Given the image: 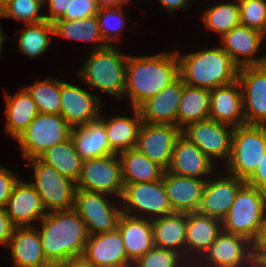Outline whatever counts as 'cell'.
Returning a JSON list of instances; mask_svg holds the SVG:
<instances>
[{
  "label": "cell",
  "instance_id": "cell-1",
  "mask_svg": "<svg viewBox=\"0 0 266 267\" xmlns=\"http://www.w3.org/2000/svg\"><path fill=\"white\" fill-rule=\"evenodd\" d=\"M179 77L176 51L151 56H130L126 62L124 97L138 108Z\"/></svg>",
  "mask_w": 266,
  "mask_h": 267
},
{
  "label": "cell",
  "instance_id": "cell-2",
  "mask_svg": "<svg viewBox=\"0 0 266 267\" xmlns=\"http://www.w3.org/2000/svg\"><path fill=\"white\" fill-rule=\"evenodd\" d=\"M40 225L38 232L44 257L53 267L84 254L89 233L74 209L47 212Z\"/></svg>",
  "mask_w": 266,
  "mask_h": 267
},
{
  "label": "cell",
  "instance_id": "cell-3",
  "mask_svg": "<svg viewBox=\"0 0 266 267\" xmlns=\"http://www.w3.org/2000/svg\"><path fill=\"white\" fill-rule=\"evenodd\" d=\"M179 76L186 85L212 90L237 81L238 67L222 48L203 49L180 56Z\"/></svg>",
  "mask_w": 266,
  "mask_h": 267
},
{
  "label": "cell",
  "instance_id": "cell-4",
  "mask_svg": "<svg viewBox=\"0 0 266 267\" xmlns=\"http://www.w3.org/2000/svg\"><path fill=\"white\" fill-rule=\"evenodd\" d=\"M265 222L266 193L245 183L222 219V231L246 237L256 244Z\"/></svg>",
  "mask_w": 266,
  "mask_h": 267
},
{
  "label": "cell",
  "instance_id": "cell-5",
  "mask_svg": "<svg viewBox=\"0 0 266 267\" xmlns=\"http://www.w3.org/2000/svg\"><path fill=\"white\" fill-rule=\"evenodd\" d=\"M119 50L115 45L93 49L77 76L88 86L123 98L128 55Z\"/></svg>",
  "mask_w": 266,
  "mask_h": 267
},
{
  "label": "cell",
  "instance_id": "cell-6",
  "mask_svg": "<svg viewBox=\"0 0 266 267\" xmlns=\"http://www.w3.org/2000/svg\"><path fill=\"white\" fill-rule=\"evenodd\" d=\"M266 153V125L234 127L231 153L225 164L227 173L246 180Z\"/></svg>",
  "mask_w": 266,
  "mask_h": 267
},
{
  "label": "cell",
  "instance_id": "cell-7",
  "mask_svg": "<svg viewBox=\"0 0 266 267\" xmlns=\"http://www.w3.org/2000/svg\"><path fill=\"white\" fill-rule=\"evenodd\" d=\"M71 129L61 115L38 113L16 139L22 149L21 156L26 160L38 157L46 149L66 141Z\"/></svg>",
  "mask_w": 266,
  "mask_h": 267
},
{
  "label": "cell",
  "instance_id": "cell-8",
  "mask_svg": "<svg viewBox=\"0 0 266 267\" xmlns=\"http://www.w3.org/2000/svg\"><path fill=\"white\" fill-rule=\"evenodd\" d=\"M31 162L34 181H30L41 198L47 212L74 208L76 183L60 174L53 166L45 164L38 157L26 160Z\"/></svg>",
  "mask_w": 266,
  "mask_h": 267
},
{
  "label": "cell",
  "instance_id": "cell-9",
  "mask_svg": "<svg viewBox=\"0 0 266 267\" xmlns=\"http://www.w3.org/2000/svg\"><path fill=\"white\" fill-rule=\"evenodd\" d=\"M121 201L125 205L122 207V213L130 216L152 220L173 214L163 178L155 182L126 184Z\"/></svg>",
  "mask_w": 266,
  "mask_h": 267
},
{
  "label": "cell",
  "instance_id": "cell-10",
  "mask_svg": "<svg viewBox=\"0 0 266 267\" xmlns=\"http://www.w3.org/2000/svg\"><path fill=\"white\" fill-rule=\"evenodd\" d=\"M76 188L116 195L121 199L124 183L118 153L84 160Z\"/></svg>",
  "mask_w": 266,
  "mask_h": 267
},
{
  "label": "cell",
  "instance_id": "cell-11",
  "mask_svg": "<svg viewBox=\"0 0 266 267\" xmlns=\"http://www.w3.org/2000/svg\"><path fill=\"white\" fill-rule=\"evenodd\" d=\"M108 196L102 192L76 189L73 209L84 221L89 235L111 232L118 227L122 207L111 205Z\"/></svg>",
  "mask_w": 266,
  "mask_h": 267
},
{
  "label": "cell",
  "instance_id": "cell-12",
  "mask_svg": "<svg viewBox=\"0 0 266 267\" xmlns=\"http://www.w3.org/2000/svg\"><path fill=\"white\" fill-rule=\"evenodd\" d=\"M255 244L246 237L222 231L192 267H246L255 259Z\"/></svg>",
  "mask_w": 266,
  "mask_h": 267
},
{
  "label": "cell",
  "instance_id": "cell-13",
  "mask_svg": "<svg viewBox=\"0 0 266 267\" xmlns=\"http://www.w3.org/2000/svg\"><path fill=\"white\" fill-rule=\"evenodd\" d=\"M234 127L206 119L191 123L182 129V134L193 142L212 162L224 159L227 163L231 153V138Z\"/></svg>",
  "mask_w": 266,
  "mask_h": 267
},
{
  "label": "cell",
  "instance_id": "cell-14",
  "mask_svg": "<svg viewBox=\"0 0 266 267\" xmlns=\"http://www.w3.org/2000/svg\"><path fill=\"white\" fill-rule=\"evenodd\" d=\"M237 81L243 98L245 124L266 125V68L264 65L238 69Z\"/></svg>",
  "mask_w": 266,
  "mask_h": 267
},
{
  "label": "cell",
  "instance_id": "cell-15",
  "mask_svg": "<svg viewBox=\"0 0 266 267\" xmlns=\"http://www.w3.org/2000/svg\"><path fill=\"white\" fill-rule=\"evenodd\" d=\"M182 130L173 124L143 122L135 148L165 170L170 166L175 142Z\"/></svg>",
  "mask_w": 266,
  "mask_h": 267
},
{
  "label": "cell",
  "instance_id": "cell-16",
  "mask_svg": "<svg viewBox=\"0 0 266 267\" xmlns=\"http://www.w3.org/2000/svg\"><path fill=\"white\" fill-rule=\"evenodd\" d=\"M60 115L73 128L100 118L101 100L77 85L62 82L60 85Z\"/></svg>",
  "mask_w": 266,
  "mask_h": 267
},
{
  "label": "cell",
  "instance_id": "cell-17",
  "mask_svg": "<svg viewBox=\"0 0 266 267\" xmlns=\"http://www.w3.org/2000/svg\"><path fill=\"white\" fill-rule=\"evenodd\" d=\"M226 174L220 179H207L198 213L220 220L226 216L239 189L246 183L243 179Z\"/></svg>",
  "mask_w": 266,
  "mask_h": 267
},
{
  "label": "cell",
  "instance_id": "cell-18",
  "mask_svg": "<svg viewBox=\"0 0 266 267\" xmlns=\"http://www.w3.org/2000/svg\"><path fill=\"white\" fill-rule=\"evenodd\" d=\"M83 256L94 267H132L118 229L89 235Z\"/></svg>",
  "mask_w": 266,
  "mask_h": 267
},
{
  "label": "cell",
  "instance_id": "cell-19",
  "mask_svg": "<svg viewBox=\"0 0 266 267\" xmlns=\"http://www.w3.org/2000/svg\"><path fill=\"white\" fill-rule=\"evenodd\" d=\"M264 37L261 32L240 24L221 37V44L238 68L259 66L263 65L264 56L256 58L254 55Z\"/></svg>",
  "mask_w": 266,
  "mask_h": 267
},
{
  "label": "cell",
  "instance_id": "cell-20",
  "mask_svg": "<svg viewBox=\"0 0 266 267\" xmlns=\"http://www.w3.org/2000/svg\"><path fill=\"white\" fill-rule=\"evenodd\" d=\"M5 211L15 227L33 226L46 215L41 198L30 182L18 180L14 185Z\"/></svg>",
  "mask_w": 266,
  "mask_h": 267
},
{
  "label": "cell",
  "instance_id": "cell-21",
  "mask_svg": "<svg viewBox=\"0 0 266 267\" xmlns=\"http://www.w3.org/2000/svg\"><path fill=\"white\" fill-rule=\"evenodd\" d=\"M184 88L179 76L157 95L143 102L137 109L142 121L149 124H173L177 126V113Z\"/></svg>",
  "mask_w": 266,
  "mask_h": 267
},
{
  "label": "cell",
  "instance_id": "cell-22",
  "mask_svg": "<svg viewBox=\"0 0 266 267\" xmlns=\"http://www.w3.org/2000/svg\"><path fill=\"white\" fill-rule=\"evenodd\" d=\"M206 179L179 176L165 170L163 184L173 213L197 212Z\"/></svg>",
  "mask_w": 266,
  "mask_h": 267
},
{
  "label": "cell",
  "instance_id": "cell-23",
  "mask_svg": "<svg viewBox=\"0 0 266 267\" xmlns=\"http://www.w3.org/2000/svg\"><path fill=\"white\" fill-rule=\"evenodd\" d=\"M221 232L222 220L198 212L187 213L186 260L191 262V266L205 254Z\"/></svg>",
  "mask_w": 266,
  "mask_h": 267
},
{
  "label": "cell",
  "instance_id": "cell-24",
  "mask_svg": "<svg viewBox=\"0 0 266 267\" xmlns=\"http://www.w3.org/2000/svg\"><path fill=\"white\" fill-rule=\"evenodd\" d=\"M213 163L193 142L181 133L175 142L172 160L167 171L179 176L207 180V176L214 173L215 164Z\"/></svg>",
  "mask_w": 266,
  "mask_h": 267
},
{
  "label": "cell",
  "instance_id": "cell-25",
  "mask_svg": "<svg viewBox=\"0 0 266 267\" xmlns=\"http://www.w3.org/2000/svg\"><path fill=\"white\" fill-rule=\"evenodd\" d=\"M209 118L232 127L245 125L242 90L238 81L210 91Z\"/></svg>",
  "mask_w": 266,
  "mask_h": 267
},
{
  "label": "cell",
  "instance_id": "cell-26",
  "mask_svg": "<svg viewBox=\"0 0 266 267\" xmlns=\"http://www.w3.org/2000/svg\"><path fill=\"white\" fill-rule=\"evenodd\" d=\"M7 246L15 267H53L44 257L36 225L15 227Z\"/></svg>",
  "mask_w": 266,
  "mask_h": 267
},
{
  "label": "cell",
  "instance_id": "cell-27",
  "mask_svg": "<svg viewBox=\"0 0 266 267\" xmlns=\"http://www.w3.org/2000/svg\"><path fill=\"white\" fill-rule=\"evenodd\" d=\"M117 229L122 236L127 258L132 263L154 247L150 219L122 213Z\"/></svg>",
  "mask_w": 266,
  "mask_h": 267
},
{
  "label": "cell",
  "instance_id": "cell-28",
  "mask_svg": "<svg viewBox=\"0 0 266 267\" xmlns=\"http://www.w3.org/2000/svg\"><path fill=\"white\" fill-rule=\"evenodd\" d=\"M70 137L83 161L114 154L110 148L105 125L100 119L73 127Z\"/></svg>",
  "mask_w": 266,
  "mask_h": 267
},
{
  "label": "cell",
  "instance_id": "cell-29",
  "mask_svg": "<svg viewBox=\"0 0 266 267\" xmlns=\"http://www.w3.org/2000/svg\"><path fill=\"white\" fill-rule=\"evenodd\" d=\"M154 246L178 252L186 259L187 213H173L151 220Z\"/></svg>",
  "mask_w": 266,
  "mask_h": 267
},
{
  "label": "cell",
  "instance_id": "cell-30",
  "mask_svg": "<svg viewBox=\"0 0 266 267\" xmlns=\"http://www.w3.org/2000/svg\"><path fill=\"white\" fill-rule=\"evenodd\" d=\"M124 186L131 183L155 182L163 178L165 169L132 148L118 153Z\"/></svg>",
  "mask_w": 266,
  "mask_h": 267
},
{
  "label": "cell",
  "instance_id": "cell-31",
  "mask_svg": "<svg viewBox=\"0 0 266 267\" xmlns=\"http://www.w3.org/2000/svg\"><path fill=\"white\" fill-rule=\"evenodd\" d=\"M134 117H112L110 120L101 118L105 125L110 148L120 153L135 148L140 127L143 123L138 109L132 108Z\"/></svg>",
  "mask_w": 266,
  "mask_h": 267
},
{
  "label": "cell",
  "instance_id": "cell-32",
  "mask_svg": "<svg viewBox=\"0 0 266 267\" xmlns=\"http://www.w3.org/2000/svg\"><path fill=\"white\" fill-rule=\"evenodd\" d=\"M5 99L6 131L8 135L17 139L39 112L35 101L25 88L15 96L5 92Z\"/></svg>",
  "mask_w": 266,
  "mask_h": 267
},
{
  "label": "cell",
  "instance_id": "cell-33",
  "mask_svg": "<svg viewBox=\"0 0 266 267\" xmlns=\"http://www.w3.org/2000/svg\"><path fill=\"white\" fill-rule=\"evenodd\" d=\"M38 158L75 183L80 177L84 162L75 149L71 137L46 149Z\"/></svg>",
  "mask_w": 266,
  "mask_h": 267
},
{
  "label": "cell",
  "instance_id": "cell-34",
  "mask_svg": "<svg viewBox=\"0 0 266 267\" xmlns=\"http://www.w3.org/2000/svg\"><path fill=\"white\" fill-rule=\"evenodd\" d=\"M209 112L210 90L184 83L177 113V126L182 130L191 123L209 119Z\"/></svg>",
  "mask_w": 266,
  "mask_h": 267
},
{
  "label": "cell",
  "instance_id": "cell-35",
  "mask_svg": "<svg viewBox=\"0 0 266 267\" xmlns=\"http://www.w3.org/2000/svg\"><path fill=\"white\" fill-rule=\"evenodd\" d=\"M54 36L70 38L79 41L97 42L95 50L106 47L99 28L96 15L83 19H58L53 23Z\"/></svg>",
  "mask_w": 266,
  "mask_h": 267
},
{
  "label": "cell",
  "instance_id": "cell-36",
  "mask_svg": "<svg viewBox=\"0 0 266 267\" xmlns=\"http://www.w3.org/2000/svg\"><path fill=\"white\" fill-rule=\"evenodd\" d=\"M25 28L18 37L19 51L31 58L45 53L51 45L50 35H54L53 23L44 20L26 24Z\"/></svg>",
  "mask_w": 266,
  "mask_h": 267
},
{
  "label": "cell",
  "instance_id": "cell-37",
  "mask_svg": "<svg viewBox=\"0 0 266 267\" xmlns=\"http://www.w3.org/2000/svg\"><path fill=\"white\" fill-rule=\"evenodd\" d=\"M202 15L205 27L209 30L216 31L220 38L232 28L240 25L239 3L233 0L230 3H219L211 8H207Z\"/></svg>",
  "mask_w": 266,
  "mask_h": 267
},
{
  "label": "cell",
  "instance_id": "cell-38",
  "mask_svg": "<svg viewBox=\"0 0 266 267\" xmlns=\"http://www.w3.org/2000/svg\"><path fill=\"white\" fill-rule=\"evenodd\" d=\"M63 81L55 78L45 79L24 87L36 103L39 113H61L60 85Z\"/></svg>",
  "mask_w": 266,
  "mask_h": 267
},
{
  "label": "cell",
  "instance_id": "cell-39",
  "mask_svg": "<svg viewBox=\"0 0 266 267\" xmlns=\"http://www.w3.org/2000/svg\"><path fill=\"white\" fill-rule=\"evenodd\" d=\"M122 6L100 8L97 13L101 36L107 45H114V41H120V34L124 31L125 16Z\"/></svg>",
  "mask_w": 266,
  "mask_h": 267
},
{
  "label": "cell",
  "instance_id": "cell-40",
  "mask_svg": "<svg viewBox=\"0 0 266 267\" xmlns=\"http://www.w3.org/2000/svg\"><path fill=\"white\" fill-rule=\"evenodd\" d=\"M189 264L178 252L154 246L133 262L132 267H188Z\"/></svg>",
  "mask_w": 266,
  "mask_h": 267
},
{
  "label": "cell",
  "instance_id": "cell-41",
  "mask_svg": "<svg viewBox=\"0 0 266 267\" xmlns=\"http://www.w3.org/2000/svg\"><path fill=\"white\" fill-rule=\"evenodd\" d=\"M42 6L43 4L38 0H12L0 12L3 17L21 20L26 25L46 20L45 15L39 13Z\"/></svg>",
  "mask_w": 266,
  "mask_h": 267
},
{
  "label": "cell",
  "instance_id": "cell-42",
  "mask_svg": "<svg viewBox=\"0 0 266 267\" xmlns=\"http://www.w3.org/2000/svg\"><path fill=\"white\" fill-rule=\"evenodd\" d=\"M240 24L266 34V0H238Z\"/></svg>",
  "mask_w": 266,
  "mask_h": 267
},
{
  "label": "cell",
  "instance_id": "cell-43",
  "mask_svg": "<svg viewBox=\"0 0 266 267\" xmlns=\"http://www.w3.org/2000/svg\"><path fill=\"white\" fill-rule=\"evenodd\" d=\"M100 7L97 0H71L70 13H65L60 19L76 20L97 15Z\"/></svg>",
  "mask_w": 266,
  "mask_h": 267
},
{
  "label": "cell",
  "instance_id": "cell-44",
  "mask_svg": "<svg viewBox=\"0 0 266 267\" xmlns=\"http://www.w3.org/2000/svg\"><path fill=\"white\" fill-rule=\"evenodd\" d=\"M18 180V177L11 170L0 165V208H5Z\"/></svg>",
  "mask_w": 266,
  "mask_h": 267
},
{
  "label": "cell",
  "instance_id": "cell-45",
  "mask_svg": "<svg viewBox=\"0 0 266 267\" xmlns=\"http://www.w3.org/2000/svg\"><path fill=\"white\" fill-rule=\"evenodd\" d=\"M49 15H45L46 21L54 23L65 13H70L71 0H48Z\"/></svg>",
  "mask_w": 266,
  "mask_h": 267
},
{
  "label": "cell",
  "instance_id": "cell-46",
  "mask_svg": "<svg viewBox=\"0 0 266 267\" xmlns=\"http://www.w3.org/2000/svg\"><path fill=\"white\" fill-rule=\"evenodd\" d=\"M245 182L266 193V153L262 158L259 166L245 180Z\"/></svg>",
  "mask_w": 266,
  "mask_h": 267
},
{
  "label": "cell",
  "instance_id": "cell-47",
  "mask_svg": "<svg viewBox=\"0 0 266 267\" xmlns=\"http://www.w3.org/2000/svg\"><path fill=\"white\" fill-rule=\"evenodd\" d=\"M15 226L12 224L5 208H0V244L7 246Z\"/></svg>",
  "mask_w": 266,
  "mask_h": 267
},
{
  "label": "cell",
  "instance_id": "cell-48",
  "mask_svg": "<svg viewBox=\"0 0 266 267\" xmlns=\"http://www.w3.org/2000/svg\"><path fill=\"white\" fill-rule=\"evenodd\" d=\"M56 267H94V265L81 255L70 257Z\"/></svg>",
  "mask_w": 266,
  "mask_h": 267
},
{
  "label": "cell",
  "instance_id": "cell-49",
  "mask_svg": "<svg viewBox=\"0 0 266 267\" xmlns=\"http://www.w3.org/2000/svg\"><path fill=\"white\" fill-rule=\"evenodd\" d=\"M255 257L256 259H266V222L261 237L255 244Z\"/></svg>",
  "mask_w": 266,
  "mask_h": 267
},
{
  "label": "cell",
  "instance_id": "cell-50",
  "mask_svg": "<svg viewBox=\"0 0 266 267\" xmlns=\"http://www.w3.org/2000/svg\"><path fill=\"white\" fill-rule=\"evenodd\" d=\"M167 11L173 12L180 8H187L188 0H158Z\"/></svg>",
  "mask_w": 266,
  "mask_h": 267
},
{
  "label": "cell",
  "instance_id": "cell-51",
  "mask_svg": "<svg viewBox=\"0 0 266 267\" xmlns=\"http://www.w3.org/2000/svg\"><path fill=\"white\" fill-rule=\"evenodd\" d=\"M130 0H97L100 8L119 7L128 3Z\"/></svg>",
  "mask_w": 266,
  "mask_h": 267
},
{
  "label": "cell",
  "instance_id": "cell-52",
  "mask_svg": "<svg viewBox=\"0 0 266 267\" xmlns=\"http://www.w3.org/2000/svg\"><path fill=\"white\" fill-rule=\"evenodd\" d=\"M246 267H266V265L258 260V259H254L250 264H248Z\"/></svg>",
  "mask_w": 266,
  "mask_h": 267
},
{
  "label": "cell",
  "instance_id": "cell-53",
  "mask_svg": "<svg viewBox=\"0 0 266 267\" xmlns=\"http://www.w3.org/2000/svg\"><path fill=\"white\" fill-rule=\"evenodd\" d=\"M0 17H3V14L0 12ZM6 40V37L2 34V30L0 27V57H1V49H2V45H3V41Z\"/></svg>",
  "mask_w": 266,
  "mask_h": 267
},
{
  "label": "cell",
  "instance_id": "cell-54",
  "mask_svg": "<svg viewBox=\"0 0 266 267\" xmlns=\"http://www.w3.org/2000/svg\"><path fill=\"white\" fill-rule=\"evenodd\" d=\"M12 0H0V11L5 8Z\"/></svg>",
  "mask_w": 266,
  "mask_h": 267
},
{
  "label": "cell",
  "instance_id": "cell-55",
  "mask_svg": "<svg viewBox=\"0 0 266 267\" xmlns=\"http://www.w3.org/2000/svg\"><path fill=\"white\" fill-rule=\"evenodd\" d=\"M38 1H40L43 5H45L48 0H38Z\"/></svg>",
  "mask_w": 266,
  "mask_h": 267
},
{
  "label": "cell",
  "instance_id": "cell-56",
  "mask_svg": "<svg viewBox=\"0 0 266 267\" xmlns=\"http://www.w3.org/2000/svg\"><path fill=\"white\" fill-rule=\"evenodd\" d=\"M263 65H264L265 68H266V55L264 56V63H263Z\"/></svg>",
  "mask_w": 266,
  "mask_h": 267
},
{
  "label": "cell",
  "instance_id": "cell-57",
  "mask_svg": "<svg viewBox=\"0 0 266 267\" xmlns=\"http://www.w3.org/2000/svg\"><path fill=\"white\" fill-rule=\"evenodd\" d=\"M258 260L262 261L266 265V259H258Z\"/></svg>",
  "mask_w": 266,
  "mask_h": 267
}]
</instances>
